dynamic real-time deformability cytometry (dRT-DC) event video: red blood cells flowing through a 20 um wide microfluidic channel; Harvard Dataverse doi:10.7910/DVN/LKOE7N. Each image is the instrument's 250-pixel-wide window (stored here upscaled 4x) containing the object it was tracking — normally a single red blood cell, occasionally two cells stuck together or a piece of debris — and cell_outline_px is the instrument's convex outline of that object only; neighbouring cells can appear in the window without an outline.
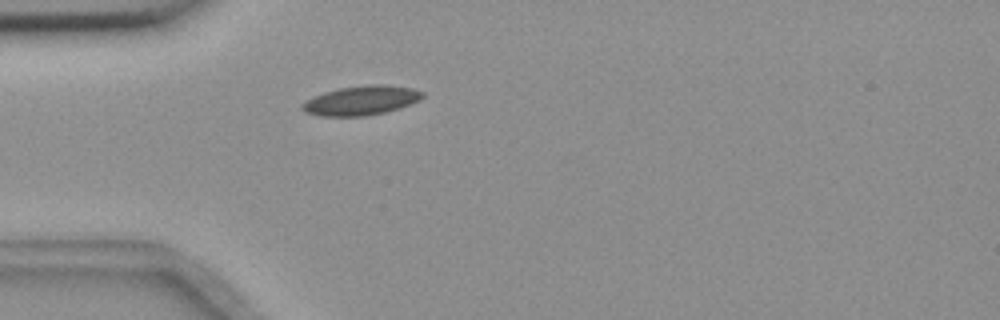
{"species": "common noctule bat (a hibernating species)", "species_latin": "Nyctalus noctula", "temperature_condition": "room temperature", "stored_images_in_passage": 1, "camera_frame_rate_fps": 3000, "um_per_image_px": 0.085, "animal": {"sex": "female", "body_mass_g": 18.4}, "frame": {"image": 1, "passage_image": 1, "time_ms": 0.0, "image_size_px": [1000, 320], "cell_outline_px": [[424, 96], [420, 100], [400, 108], [384, 112], [364, 116], [320, 116], [304, 112], [300, 108], [300, 104], [304, 100], [324, 92], [340, 88], [368, 84], [384, 84], [412, 88], [424, 92]], "centroid_in_image_um": [30.68, 8.54], "position_along_channel_um": 54.3, "area_um2": 20.75}}